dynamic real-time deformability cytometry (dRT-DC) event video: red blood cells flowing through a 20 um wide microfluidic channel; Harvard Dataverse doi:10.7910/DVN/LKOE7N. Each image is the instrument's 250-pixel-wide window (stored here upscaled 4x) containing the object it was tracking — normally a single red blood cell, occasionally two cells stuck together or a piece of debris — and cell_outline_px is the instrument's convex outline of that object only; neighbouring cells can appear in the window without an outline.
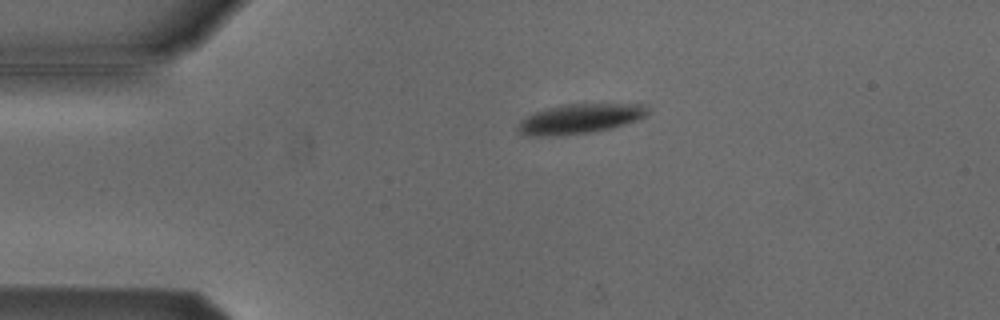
{"species": "Egyptian fruit bat (a non-hibernating species)", "species_latin": "Rousettus aegyptiacus", "temperature_condition": "cold", "stored_images_in_passage": 5, "camera_frame_rate_fps": 3000, "um_per_image_px": 0.085, "animal": {"sex": "male"}, "frame": {"image": 1, "passage_image": 4, "time_ms": 1.0, "image_size_px": [1000, 320], "cell_outline_px": [[652, 112], [648, 116], [640, 120], [612, 128], [592, 132], [556, 136], [524, 136], [516, 128], [520, 120], [532, 112], [564, 104], [648, 104]], "centroid_in_image_um": [49.35, 10.09], "position_along_channel_um": 35.7, "area_um2": 23.06}}